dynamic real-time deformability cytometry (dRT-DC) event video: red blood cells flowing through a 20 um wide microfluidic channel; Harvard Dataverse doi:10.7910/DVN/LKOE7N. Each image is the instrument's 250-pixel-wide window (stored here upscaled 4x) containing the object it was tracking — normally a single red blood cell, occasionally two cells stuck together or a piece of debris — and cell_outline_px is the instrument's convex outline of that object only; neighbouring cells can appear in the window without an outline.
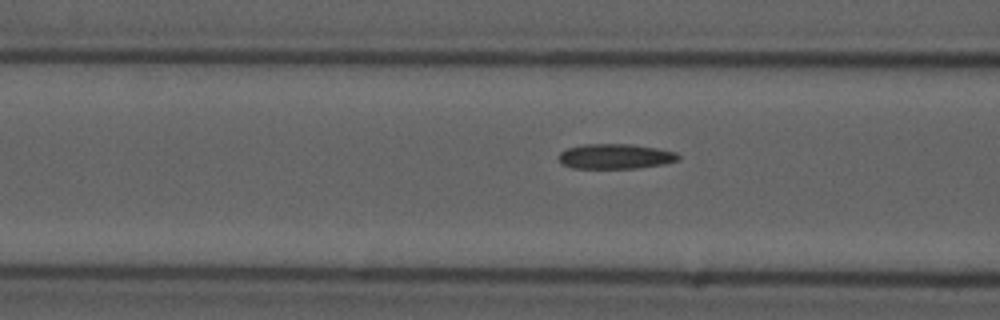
{"species": "common noctule bat (a hibernating species)", "species_latin": "Nyctalus noctula", "temperature_condition": "cold", "stored_images_in_passage": 9, "camera_frame_rate_fps": 3000, "um_per_image_px": 0.085, "animal": {"sex": "male", "forearm_length_mm": 52.5}, "frame": {"image": 1, "passage_image": 7, "time_ms": 2.0, "image_size_px": [1000, 320], "cell_outline_px": [[680, 160], [664, 164], [640, 168], [572, 168], [560, 164], [560, 152], [568, 148], [584, 144], [632, 144], [656, 148], [676, 152], [680, 156]], "centroid_in_image_um": [52.33, 13.3], "position_along_channel_um": 114.3, "area_um2": 17.51}}